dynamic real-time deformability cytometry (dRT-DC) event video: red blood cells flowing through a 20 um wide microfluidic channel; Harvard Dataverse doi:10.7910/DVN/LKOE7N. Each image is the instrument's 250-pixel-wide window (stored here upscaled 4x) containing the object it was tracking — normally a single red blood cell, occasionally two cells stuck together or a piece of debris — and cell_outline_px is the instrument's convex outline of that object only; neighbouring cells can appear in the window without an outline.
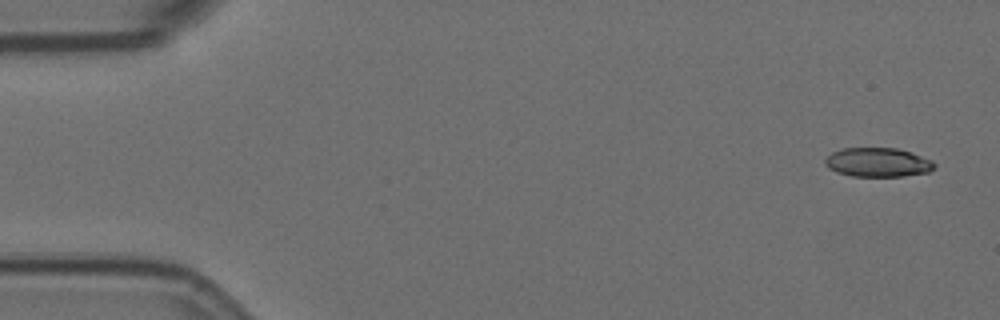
{"species": "Egyptian fruit bat (a non-hibernating species)", "species_latin": "Rousettus aegyptiacus", "temperature_condition": "room temperature", "stored_images_in_passage": 4, "camera_frame_rate_fps": 3000, "um_per_image_px": 0.085, "animal": {"sex": "female"}, "frame": {"image": 1, "passage_image": 1, "time_ms": 0.0, "image_size_px": [1000, 320], "cell_outline_px": [[936, 168], [928, 172], [904, 176], [852, 176], [836, 172], [828, 168], [824, 164], [824, 160], [832, 152], [840, 148], [896, 148], [912, 152], [932, 160], [936, 164]], "centroid_in_image_um": [74.62, 13.79], "position_along_channel_um": 10.4, "area_um2": 18.73}}
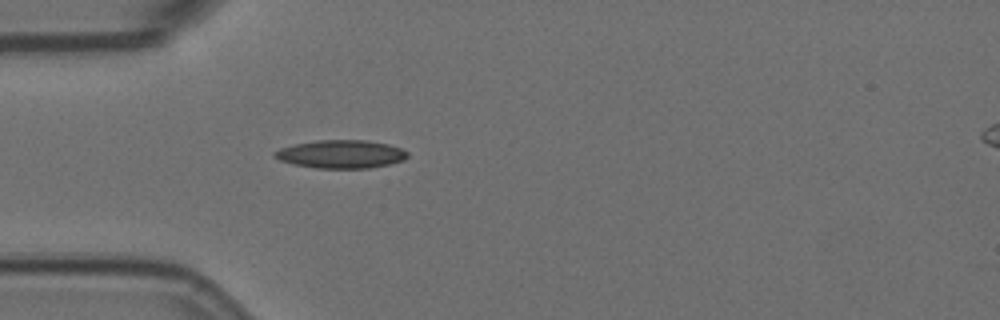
{"frame": {"image": 2, "passage_image": 4, "time_ms": 1.0, "image_size_px": [1000, 320], "cell_outline_px": [[408, 156], [404, 160], [388, 164], [368, 168], [316, 168], [292, 164], [280, 160], [272, 156], [272, 152], [280, 148], [296, 144], [316, 140], [364, 140], [388, 144], [400, 148], [408, 152]], "centroid_in_image_um": [28.96, 13.1], "position_along_channel_um": 56.0, "area_um2": 21.79}}